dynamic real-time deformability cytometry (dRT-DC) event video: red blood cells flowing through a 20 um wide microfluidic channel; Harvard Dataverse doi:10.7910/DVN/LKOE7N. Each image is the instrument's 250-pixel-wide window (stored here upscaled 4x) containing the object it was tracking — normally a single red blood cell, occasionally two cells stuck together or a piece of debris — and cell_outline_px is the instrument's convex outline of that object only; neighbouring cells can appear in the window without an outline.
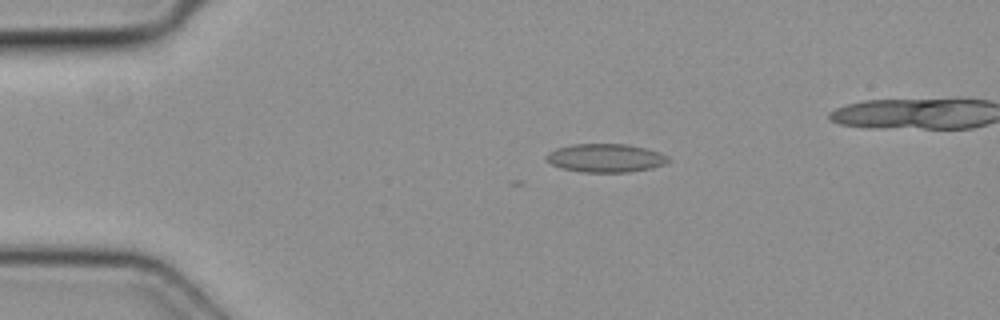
{"species": "common noctule bat (a hibernating species)", "species_latin": "Nyctalus noctula", "temperature_condition": "cold", "stored_images_in_passage": 3, "camera_frame_rate_fps": 3000, "um_per_image_px": 0.085, "animal": {"sex": "female", "body_mass_g": 19.3, "forearm_length_mm": 54.1}, "frame": {"image": 1, "passage_image": 1, "time_ms": 0.0, "image_size_px": [1000, 320], "cell_outline_px": [[668, 160], [664, 164], [652, 168], [628, 172], [580, 172], [560, 168], [544, 160], [544, 156], [548, 152], [556, 148], [572, 144], [628, 144], [660, 152], [668, 156]], "centroid_in_image_um": [51.42, 13.43], "position_along_channel_um": 33.6, "area_um2": 20.35}}